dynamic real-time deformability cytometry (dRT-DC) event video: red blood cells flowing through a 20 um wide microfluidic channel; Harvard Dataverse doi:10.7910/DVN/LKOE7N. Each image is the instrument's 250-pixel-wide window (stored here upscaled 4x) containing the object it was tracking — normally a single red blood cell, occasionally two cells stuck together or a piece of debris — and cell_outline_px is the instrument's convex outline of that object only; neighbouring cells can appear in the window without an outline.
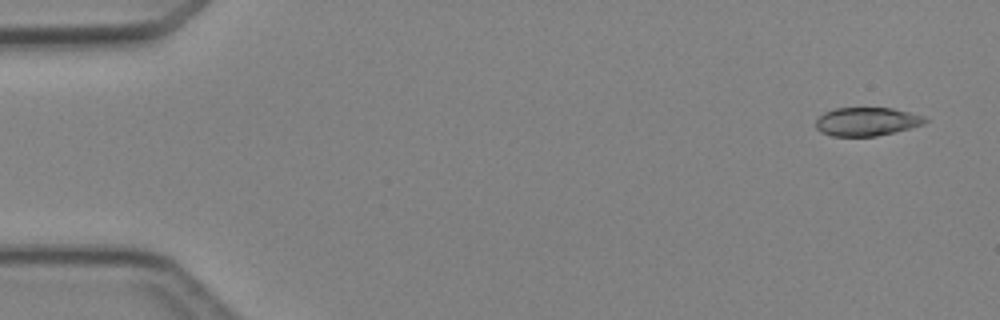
{"species": "Egyptian fruit bat (a non-hibernating species)", "species_latin": "Rousettus aegyptiacus", "temperature_condition": "cold", "stored_images_in_passage": 5, "camera_frame_rate_fps": 3000, "um_per_image_px": 0.085, "animal": {"sex": "female"}, "frame": {"image": 1, "passage_image": 1, "time_ms": 0.0, "image_size_px": [1000, 320], "cell_outline_px": [[928, 120], [924, 124], [876, 136], [832, 136], [820, 132], [816, 128], [816, 120], [824, 112], [836, 108], [892, 108], [924, 116]], "centroid_in_image_um": [73.64, 10.33], "position_along_channel_um": 11.4, "area_um2": 17.98}}
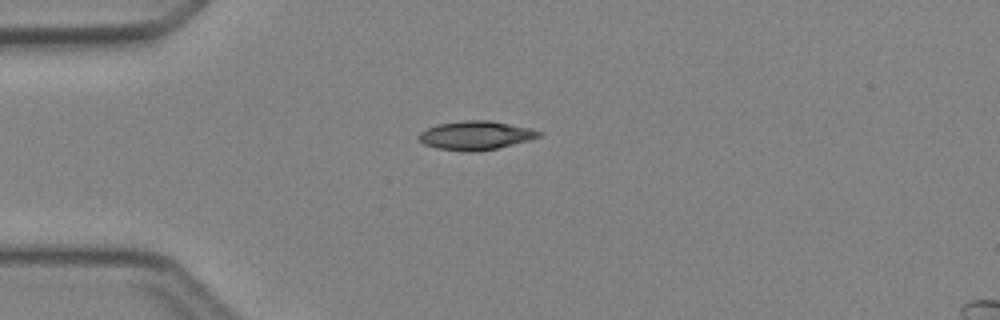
{"frame": {"image": 2, "passage_image": 3, "time_ms": 3.333, "image_size_px": [1000, 320], "cell_outline_px": [[544, 132], [540, 136], [528, 140], [496, 148], [472, 152], [468, 152], [436, 148], [424, 144], [416, 140], [416, 136], [420, 132], [428, 128], [440, 124], [464, 120], [488, 120], [528, 128]], "centroid_in_image_um": [40.37, 11.51], "position_along_channel_um": 44.6, "area_um2": 19.94}}
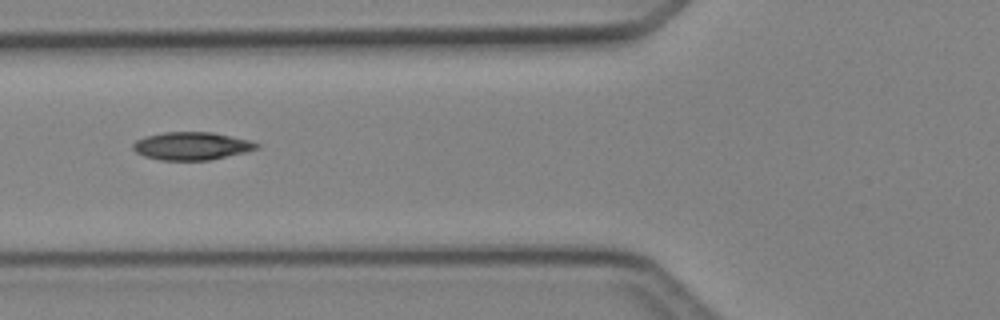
{"frame": {"image": 3, "passage_image": 5, "time_ms": 5.333, "image_size_px": [1000, 320], "cell_outline_px": [[260, 148], [212, 160], [160, 160], [144, 156], [136, 152], [132, 148], [132, 144], [136, 140], [144, 136], [164, 132], [212, 132], [248, 140], [260, 144]], "centroid_in_image_um": [16.27, 12.41], "position_along_channel_um": 109.5, "area_um2": 20.11}}